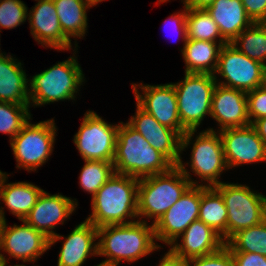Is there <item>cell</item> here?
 Masks as SVG:
<instances>
[{
	"mask_svg": "<svg viewBox=\"0 0 266 266\" xmlns=\"http://www.w3.org/2000/svg\"><path fill=\"white\" fill-rule=\"evenodd\" d=\"M23 225L8 226L2 222L0 228V251L8 253L10 258L25 262H35L49 250V238L22 220Z\"/></svg>",
	"mask_w": 266,
	"mask_h": 266,
	"instance_id": "obj_15",
	"label": "cell"
},
{
	"mask_svg": "<svg viewBox=\"0 0 266 266\" xmlns=\"http://www.w3.org/2000/svg\"><path fill=\"white\" fill-rule=\"evenodd\" d=\"M4 266H7V263H5V265ZM13 266H26V265H24V264H16V265H13Z\"/></svg>",
	"mask_w": 266,
	"mask_h": 266,
	"instance_id": "obj_47",
	"label": "cell"
},
{
	"mask_svg": "<svg viewBox=\"0 0 266 266\" xmlns=\"http://www.w3.org/2000/svg\"><path fill=\"white\" fill-rule=\"evenodd\" d=\"M29 108L30 106L0 102V132L9 135L10 141L32 119Z\"/></svg>",
	"mask_w": 266,
	"mask_h": 266,
	"instance_id": "obj_32",
	"label": "cell"
},
{
	"mask_svg": "<svg viewBox=\"0 0 266 266\" xmlns=\"http://www.w3.org/2000/svg\"><path fill=\"white\" fill-rule=\"evenodd\" d=\"M90 3H92L94 6H96L99 2L105 1V0H88Z\"/></svg>",
	"mask_w": 266,
	"mask_h": 266,
	"instance_id": "obj_45",
	"label": "cell"
},
{
	"mask_svg": "<svg viewBox=\"0 0 266 266\" xmlns=\"http://www.w3.org/2000/svg\"><path fill=\"white\" fill-rule=\"evenodd\" d=\"M63 34L70 40L83 38L87 30V10L94 6L88 0H53Z\"/></svg>",
	"mask_w": 266,
	"mask_h": 266,
	"instance_id": "obj_26",
	"label": "cell"
},
{
	"mask_svg": "<svg viewBox=\"0 0 266 266\" xmlns=\"http://www.w3.org/2000/svg\"><path fill=\"white\" fill-rule=\"evenodd\" d=\"M119 124H108L94 111L84 114L73 142L85 160L113 162Z\"/></svg>",
	"mask_w": 266,
	"mask_h": 266,
	"instance_id": "obj_9",
	"label": "cell"
},
{
	"mask_svg": "<svg viewBox=\"0 0 266 266\" xmlns=\"http://www.w3.org/2000/svg\"><path fill=\"white\" fill-rule=\"evenodd\" d=\"M210 117L217 121L218 129L250 125L247 107V93L217 84L214 88Z\"/></svg>",
	"mask_w": 266,
	"mask_h": 266,
	"instance_id": "obj_20",
	"label": "cell"
},
{
	"mask_svg": "<svg viewBox=\"0 0 266 266\" xmlns=\"http://www.w3.org/2000/svg\"><path fill=\"white\" fill-rule=\"evenodd\" d=\"M186 26L188 39L219 42L222 46L228 43L206 9H187Z\"/></svg>",
	"mask_w": 266,
	"mask_h": 266,
	"instance_id": "obj_28",
	"label": "cell"
},
{
	"mask_svg": "<svg viewBox=\"0 0 266 266\" xmlns=\"http://www.w3.org/2000/svg\"><path fill=\"white\" fill-rule=\"evenodd\" d=\"M64 238L57 266H83L87 258L98 256V228L92 223L84 220L66 237L56 233L49 239V247Z\"/></svg>",
	"mask_w": 266,
	"mask_h": 266,
	"instance_id": "obj_18",
	"label": "cell"
},
{
	"mask_svg": "<svg viewBox=\"0 0 266 266\" xmlns=\"http://www.w3.org/2000/svg\"><path fill=\"white\" fill-rule=\"evenodd\" d=\"M264 67L265 65L250 59L231 43H226L219 52L214 76L217 84L247 93L262 85ZM216 74L224 78V81Z\"/></svg>",
	"mask_w": 266,
	"mask_h": 266,
	"instance_id": "obj_10",
	"label": "cell"
},
{
	"mask_svg": "<svg viewBox=\"0 0 266 266\" xmlns=\"http://www.w3.org/2000/svg\"><path fill=\"white\" fill-rule=\"evenodd\" d=\"M138 185L139 178L115 173L92 197V212L85 220L97 228L136 222Z\"/></svg>",
	"mask_w": 266,
	"mask_h": 266,
	"instance_id": "obj_3",
	"label": "cell"
},
{
	"mask_svg": "<svg viewBox=\"0 0 266 266\" xmlns=\"http://www.w3.org/2000/svg\"><path fill=\"white\" fill-rule=\"evenodd\" d=\"M184 10L180 12L172 14L168 19L164 22L165 29L170 27L173 31H177V35L180 37L182 36L181 40L185 43L187 41V26H186V15H187V8L185 6ZM173 27V28H172ZM169 28V29H170Z\"/></svg>",
	"mask_w": 266,
	"mask_h": 266,
	"instance_id": "obj_37",
	"label": "cell"
},
{
	"mask_svg": "<svg viewBox=\"0 0 266 266\" xmlns=\"http://www.w3.org/2000/svg\"><path fill=\"white\" fill-rule=\"evenodd\" d=\"M22 63L6 53L0 54V102L29 105V80Z\"/></svg>",
	"mask_w": 266,
	"mask_h": 266,
	"instance_id": "obj_22",
	"label": "cell"
},
{
	"mask_svg": "<svg viewBox=\"0 0 266 266\" xmlns=\"http://www.w3.org/2000/svg\"><path fill=\"white\" fill-rule=\"evenodd\" d=\"M6 221L5 219V212H4V208H2V206L0 207V228L2 225V222Z\"/></svg>",
	"mask_w": 266,
	"mask_h": 266,
	"instance_id": "obj_42",
	"label": "cell"
},
{
	"mask_svg": "<svg viewBox=\"0 0 266 266\" xmlns=\"http://www.w3.org/2000/svg\"><path fill=\"white\" fill-rule=\"evenodd\" d=\"M186 266H235L230 249L224 245L218 251L184 261Z\"/></svg>",
	"mask_w": 266,
	"mask_h": 266,
	"instance_id": "obj_34",
	"label": "cell"
},
{
	"mask_svg": "<svg viewBox=\"0 0 266 266\" xmlns=\"http://www.w3.org/2000/svg\"><path fill=\"white\" fill-rule=\"evenodd\" d=\"M132 89L136 103L161 125L177 131L181 136L187 132L179 118L177 95L173 83L159 85L134 83ZM139 89L142 92H139Z\"/></svg>",
	"mask_w": 266,
	"mask_h": 266,
	"instance_id": "obj_12",
	"label": "cell"
},
{
	"mask_svg": "<svg viewBox=\"0 0 266 266\" xmlns=\"http://www.w3.org/2000/svg\"><path fill=\"white\" fill-rule=\"evenodd\" d=\"M98 238V256L107 257L101 262L106 266L136 262L161 248L155 242L154 225L145 220L99 227Z\"/></svg>",
	"mask_w": 266,
	"mask_h": 266,
	"instance_id": "obj_1",
	"label": "cell"
},
{
	"mask_svg": "<svg viewBox=\"0 0 266 266\" xmlns=\"http://www.w3.org/2000/svg\"><path fill=\"white\" fill-rule=\"evenodd\" d=\"M9 174L4 173L0 178V201L20 221L24 220L43 189L29 182L6 183ZM1 203V202H0Z\"/></svg>",
	"mask_w": 266,
	"mask_h": 266,
	"instance_id": "obj_24",
	"label": "cell"
},
{
	"mask_svg": "<svg viewBox=\"0 0 266 266\" xmlns=\"http://www.w3.org/2000/svg\"><path fill=\"white\" fill-rule=\"evenodd\" d=\"M28 13L30 33L43 47L60 51L72 49L71 41L63 34L53 0H36Z\"/></svg>",
	"mask_w": 266,
	"mask_h": 266,
	"instance_id": "obj_19",
	"label": "cell"
},
{
	"mask_svg": "<svg viewBox=\"0 0 266 266\" xmlns=\"http://www.w3.org/2000/svg\"><path fill=\"white\" fill-rule=\"evenodd\" d=\"M206 10L228 43H231L244 29L253 24L246 14L241 0H214Z\"/></svg>",
	"mask_w": 266,
	"mask_h": 266,
	"instance_id": "obj_23",
	"label": "cell"
},
{
	"mask_svg": "<svg viewBox=\"0 0 266 266\" xmlns=\"http://www.w3.org/2000/svg\"><path fill=\"white\" fill-rule=\"evenodd\" d=\"M240 52L266 66V26L253 23L244 29L232 42Z\"/></svg>",
	"mask_w": 266,
	"mask_h": 266,
	"instance_id": "obj_29",
	"label": "cell"
},
{
	"mask_svg": "<svg viewBox=\"0 0 266 266\" xmlns=\"http://www.w3.org/2000/svg\"><path fill=\"white\" fill-rule=\"evenodd\" d=\"M225 245L231 252H250L266 256V219L260 224L239 230Z\"/></svg>",
	"mask_w": 266,
	"mask_h": 266,
	"instance_id": "obj_30",
	"label": "cell"
},
{
	"mask_svg": "<svg viewBox=\"0 0 266 266\" xmlns=\"http://www.w3.org/2000/svg\"><path fill=\"white\" fill-rule=\"evenodd\" d=\"M96 266H106L103 263L97 264Z\"/></svg>",
	"mask_w": 266,
	"mask_h": 266,
	"instance_id": "obj_48",
	"label": "cell"
},
{
	"mask_svg": "<svg viewBox=\"0 0 266 266\" xmlns=\"http://www.w3.org/2000/svg\"><path fill=\"white\" fill-rule=\"evenodd\" d=\"M247 107L250 124L254 120L266 117V90L263 87L247 92Z\"/></svg>",
	"mask_w": 266,
	"mask_h": 266,
	"instance_id": "obj_35",
	"label": "cell"
},
{
	"mask_svg": "<svg viewBox=\"0 0 266 266\" xmlns=\"http://www.w3.org/2000/svg\"><path fill=\"white\" fill-rule=\"evenodd\" d=\"M157 266H186L183 260L175 258L169 252L165 253Z\"/></svg>",
	"mask_w": 266,
	"mask_h": 266,
	"instance_id": "obj_39",
	"label": "cell"
},
{
	"mask_svg": "<svg viewBox=\"0 0 266 266\" xmlns=\"http://www.w3.org/2000/svg\"><path fill=\"white\" fill-rule=\"evenodd\" d=\"M214 0H186L183 4L187 9H207Z\"/></svg>",
	"mask_w": 266,
	"mask_h": 266,
	"instance_id": "obj_41",
	"label": "cell"
},
{
	"mask_svg": "<svg viewBox=\"0 0 266 266\" xmlns=\"http://www.w3.org/2000/svg\"><path fill=\"white\" fill-rule=\"evenodd\" d=\"M27 18L28 8L23 1L0 0V29H15Z\"/></svg>",
	"mask_w": 266,
	"mask_h": 266,
	"instance_id": "obj_33",
	"label": "cell"
},
{
	"mask_svg": "<svg viewBox=\"0 0 266 266\" xmlns=\"http://www.w3.org/2000/svg\"><path fill=\"white\" fill-rule=\"evenodd\" d=\"M76 54L29 78V105L42 106L58 101L75 100L85 81Z\"/></svg>",
	"mask_w": 266,
	"mask_h": 266,
	"instance_id": "obj_6",
	"label": "cell"
},
{
	"mask_svg": "<svg viewBox=\"0 0 266 266\" xmlns=\"http://www.w3.org/2000/svg\"><path fill=\"white\" fill-rule=\"evenodd\" d=\"M185 165L189 162L183 163L181 157L169 171L139 179L138 220L153 219L154 225L191 186H205L192 180Z\"/></svg>",
	"mask_w": 266,
	"mask_h": 266,
	"instance_id": "obj_2",
	"label": "cell"
},
{
	"mask_svg": "<svg viewBox=\"0 0 266 266\" xmlns=\"http://www.w3.org/2000/svg\"><path fill=\"white\" fill-rule=\"evenodd\" d=\"M218 132L228 170L242 164L266 162V145L251 124Z\"/></svg>",
	"mask_w": 266,
	"mask_h": 266,
	"instance_id": "obj_14",
	"label": "cell"
},
{
	"mask_svg": "<svg viewBox=\"0 0 266 266\" xmlns=\"http://www.w3.org/2000/svg\"><path fill=\"white\" fill-rule=\"evenodd\" d=\"M195 136L190 156L191 172L195 173L201 182H207L206 187H215L223 171L228 169L225 161L223 143L219 132L213 128L203 130Z\"/></svg>",
	"mask_w": 266,
	"mask_h": 266,
	"instance_id": "obj_11",
	"label": "cell"
},
{
	"mask_svg": "<svg viewBox=\"0 0 266 266\" xmlns=\"http://www.w3.org/2000/svg\"><path fill=\"white\" fill-rule=\"evenodd\" d=\"M5 172H2L1 170H0V178H1V176L4 174Z\"/></svg>",
	"mask_w": 266,
	"mask_h": 266,
	"instance_id": "obj_49",
	"label": "cell"
},
{
	"mask_svg": "<svg viewBox=\"0 0 266 266\" xmlns=\"http://www.w3.org/2000/svg\"><path fill=\"white\" fill-rule=\"evenodd\" d=\"M261 87H263L266 90V66L264 67V71H263V79H262Z\"/></svg>",
	"mask_w": 266,
	"mask_h": 266,
	"instance_id": "obj_43",
	"label": "cell"
},
{
	"mask_svg": "<svg viewBox=\"0 0 266 266\" xmlns=\"http://www.w3.org/2000/svg\"><path fill=\"white\" fill-rule=\"evenodd\" d=\"M222 196L227 216V241L239 230L266 219V196L238 183H220L214 187Z\"/></svg>",
	"mask_w": 266,
	"mask_h": 266,
	"instance_id": "obj_7",
	"label": "cell"
},
{
	"mask_svg": "<svg viewBox=\"0 0 266 266\" xmlns=\"http://www.w3.org/2000/svg\"><path fill=\"white\" fill-rule=\"evenodd\" d=\"M228 211L221 194L214 187L202 186L198 220L203 221L227 242Z\"/></svg>",
	"mask_w": 266,
	"mask_h": 266,
	"instance_id": "obj_27",
	"label": "cell"
},
{
	"mask_svg": "<svg viewBox=\"0 0 266 266\" xmlns=\"http://www.w3.org/2000/svg\"><path fill=\"white\" fill-rule=\"evenodd\" d=\"M136 112L128 124L139 132L150 145L161 152L174 166L181 158V135L166 126L161 125L150 113L136 103Z\"/></svg>",
	"mask_w": 266,
	"mask_h": 266,
	"instance_id": "obj_17",
	"label": "cell"
},
{
	"mask_svg": "<svg viewBox=\"0 0 266 266\" xmlns=\"http://www.w3.org/2000/svg\"><path fill=\"white\" fill-rule=\"evenodd\" d=\"M181 238V243L178 239ZM225 245L222 237L203 221L192 222L169 246L168 252L180 260L212 254Z\"/></svg>",
	"mask_w": 266,
	"mask_h": 266,
	"instance_id": "obj_21",
	"label": "cell"
},
{
	"mask_svg": "<svg viewBox=\"0 0 266 266\" xmlns=\"http://www.w3.org/2000/svg\"><path fill=\"white\" fill-rule=\"evenodd\" d=\"M57 128L55 120L40 121L32 124L28 121L21 131L10 141L16 159V168L36 171L52 155Z\"/></svg>",
	"mask_w": 266,
	"mask_h": 266,
	"instance_id": "obj_8",
	"label": "cell"
},
{
	"mask_svg": "<svg viewBox=\"0 0 266 266\" xmlns=\"http://www.w3.org/2000/svg\"><path fill=\"white\" fill-rule=\"evenodd\" d=\"M251 125L254 127L258 136L266 145V117L254 120Z\"/></svg>",
	"mask_w": 266,
	"mask_h": 266,
	"instance_id": "obj_40",
	"label": "cell"
},
{
	"mask_svg": "<svg viewBox=\"0 0 266 266\" xmlns=\"http://www.w3.org/2000/svg\"><path fill=\"white\" fill-rule=\"evenodd\" d=\"M241 2L253 23L266 21V0H241Z\"/></svg>",
	"mask_w": 266,
	"mask_h": 266,
	"instance_id": "obj_36",
	"label": "cell"
},
{
	"mask_svg": "<svg viewBox=\"0 0 266 266\" xmlns=\"http://www.w3.org/2000/svg\"><path fill=\"white\" fill-rule=\"evenodd\" d=\"M78 206L76 199L62 194H49L44 191L38 197L24 221L51 239L56 234L53 229L70 218Z\"/></svg>",
	"mask_w": 266,
	"mask_h": 266,
	"instance_id": "obj_16",
	"label": "cell"
},
{
	"mask_svg": "<svg viewBox=\"0 0 266 266\" xmlns=\"http://www.w3.org/2000/svg\"><path fill=\"white\" fill-rule=\"evenodd\" d=\"M235 266H266V256L250 252H231Z\"/></svg>",
	"mask_w": 266,
	"mask_h": 266,
	"instance_id": "obj_38",
	"label": "cell"
},
{
	"mask_svg": "<svg viewBox=\"0 0 266 266\" xmlns=\"http://www.w3.org/2000/svg\"><path fill=\"white\" fill-rule=\"evenodd\" d=\"M5 263H7V259L4 257V254L0 252V266H4Z\"/></svg>",
	"mask_w": 266,
	"mask_h": 266,
	"instance_id": "obj_44",
	"label": "cell"
},
{
	"mask_svg": "<svg viewBox=\"0 0 266 266\" xmlns=\"http://www.w3.org/2000/svg\"><path fill=\"white\" fill-rule=\"evenodd\" d=\"M217 82L211 74L185 73L184 79L173 83L177 95L182 127L187 131L181 137V153L192 143L206 115L210 116L212 95ZM191 141V142H190Z\"/></svg>",
	"mask_w": 266,
	"mask_h": 266,
	"instance_id": "obj_5",
	"label": "cell"
},
{
	"mask_svg": "<svg viewBox=\"0 0 266 266\" xmlns=\"http://www.w3.org/2000/svg\"><path fill=\"white\" fill-rule=\"evenodd\" d=\"M221 48L219 42L187 39L181 49L185 73L214 75Z\"/></svg>",
	"mask_w": 266,
	"mask_h": 266,
	"instance_id": "obj_25",
	"label": "cell"
},
{
	"mask_svg": "<svg viewBox=\"0 0 266 266\" xmlns=\"http://www.w3.org/2000/svg\"><path fill=\"white\" fill-rule=\"evenodd\" d=\"M113 165L115 173L139 179L167 172L174 166L127 122H119Z\"/></svg>",
	"mask_w": 266,
	"mask_h": 266,
	"instance_id": "obj_4",
	"label": "cell"
},
{
	"mask_svg": "<svg viewBox=\"0 0 266 266\" xmlns=\"http://www.w3.org/2000/svg\"><path fill=\"white\" fill-rule=\"evenodd\" d=\"M114 174L113 162L85 160V165L80 172L79 184L93 197Z\"/></svg>",
	"mask_w": 266,
	"mask_h": 266,
	"instance_id": "obj_31",
	"label": "cell"
},
{
	"mask_svg": "<svg viewBox=\"0 0 266 266\" xmlns=\"http://www.w3.org/2000/svg\"><path fill=\"white\" fill-rule=\"evenodd\" d=\"M201 194L202 186H191L154 224L155 239L170 245L198 220Z\"/></svg>",
	"mask_w": 266,
	"mask_h": 266,
	"instance_id": "obj_13",
	"label": "cell"
},
{
	"mask_svg": "<svg viewBox=\"0 0 266 266\" xmlns=\"http://www.w3.org/2000/svg\"><path fill=\"white\" fill-rule=\"evenodd\" d=\"M167 1H169V0H158L159 3H157V4H160V3H162V2L165 3V2H167ZM181 1L184 3L186 0H181Z\"/></svg>",
	"mask_w": 266,
	"mask_h": 266,
	"instance_id": "obj_46",
	"label": "cell"
}]
</instances>
